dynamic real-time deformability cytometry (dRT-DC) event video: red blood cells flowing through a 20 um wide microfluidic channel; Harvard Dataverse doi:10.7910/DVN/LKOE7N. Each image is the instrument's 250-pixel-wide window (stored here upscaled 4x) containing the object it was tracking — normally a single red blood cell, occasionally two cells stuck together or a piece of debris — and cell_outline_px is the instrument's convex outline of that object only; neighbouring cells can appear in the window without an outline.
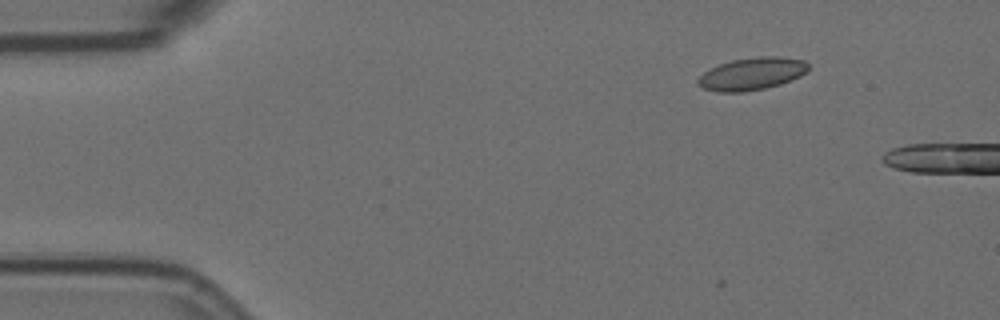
{"species": "Egyptian fruit bat (a non-hibernating species)", "species_latin": "Rousettus aegyptiacus", "temperature_condition": "room temperature", "stored_images_in_passage": 5, "camera_frame_rate_fps": 3000, "um_per_image_px": 0.085, "animal": {"sex": "female"}, "frame": {"image": 1, "passage_image": 1, "time_ms": 0.0, "image_size_px": [1000, 320], "cell_outline_px": [[808, 72], [800, 76], [780, 84], [764, 88], [744, 92], [716, 92], [704, 88], [696, 84], [696, 80], [704, 72], [720, 64], [732, 60], [760, 56], [776, 56], [804, 60], [808, 64]], "centroid_in_image_um": [63.91, 6.27], "position_along_channel_um": 21.1, "area_um2": 20.81}}